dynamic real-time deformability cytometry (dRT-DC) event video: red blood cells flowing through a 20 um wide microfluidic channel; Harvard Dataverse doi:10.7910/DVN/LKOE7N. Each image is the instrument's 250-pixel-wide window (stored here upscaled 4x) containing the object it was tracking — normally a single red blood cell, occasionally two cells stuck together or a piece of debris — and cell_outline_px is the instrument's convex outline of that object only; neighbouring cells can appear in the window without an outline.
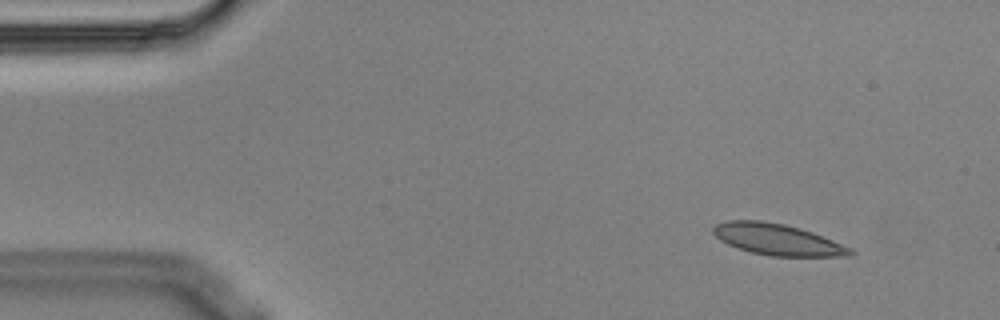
{"species": "Egyptian fruit bat (a non-hibernating species)", "species_latin": "Rousettus aegyptiacus", "temperature_condition": "cold", "stored_images_in_passage": 3, "camera_frame_rate_fps": 3000, "um_per_image_px": 0.085, "animal": {"sex": "male"}, "frame": {"image": 1, "passage_image": 1, "time_ms": 0.0, "image_size_px": [1000, 320], "cell_outline_px": [[856, 252], [852, 256], [772, 256], [752, 252], [728, 244], [720, 240], [712, 232], [712, 228], [716, 224], [728, 220], [764, 220], [784, 224], [800, 228], [812, 232], [852, 248]], "centroid_in_image_um": [66.1, 20.35], "position_along_channel_um": 18.9, "area_um2": 24.91}}
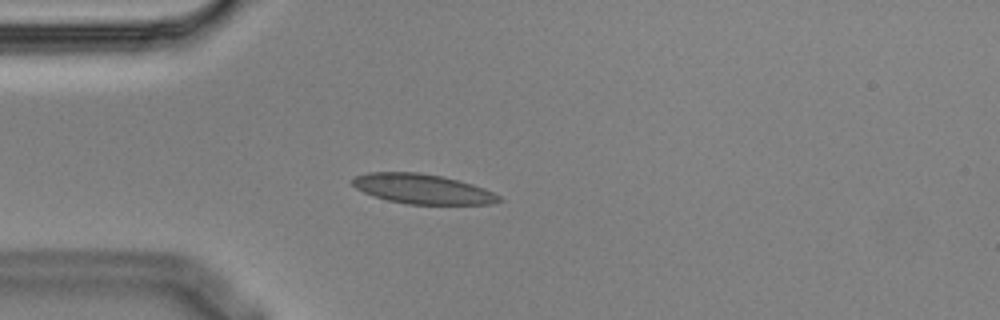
{"frame": {"image": 2, "passage_image": 3, "time_ms": 0.667, "image_size_px": [1000, 320], "cell_outline_px": [[504, 200], [492, 204], [404, 204], [388, 200], [364, 192], [356, 188], [352, 184], [352, 180], [356, 176], [368, 172], [420, 172], [444, 176], [472, 184], [484, 188], [500, 196]], "centroid_in_image_um": [35.94, 16.05], "position_along_channel_um": 49.1, "area_um2": 25.43}}